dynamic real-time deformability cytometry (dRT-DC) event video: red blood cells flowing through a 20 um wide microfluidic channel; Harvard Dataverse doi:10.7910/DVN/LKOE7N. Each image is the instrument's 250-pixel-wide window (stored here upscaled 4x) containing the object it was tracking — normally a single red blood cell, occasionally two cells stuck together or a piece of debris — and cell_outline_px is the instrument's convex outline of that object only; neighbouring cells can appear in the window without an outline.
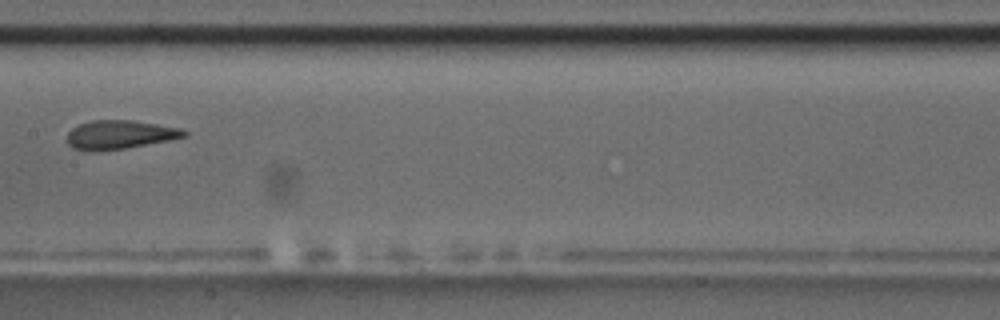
{"species": "common noctule bat (a hibernating species)", "species_latin": "Nyctalus noctula", "temperature_condition": "room temperature", "stored_images_in_passage": 9, "camera_frame_rate_fps": 3000, "um_per_image_px": 0.085, "animal": {"sex": "male", "body_mass_g": 17.5, "forearm_length_mm": 52.3}, "frame": {"image": 1, "passage_image": 6, "time_ms": 1.667, "image_size_px": [1000, 320], "cell_outline_px": [[188, 136], [168, 140], [124, 148], [84, 152], [72, 148], [68, 144], [68, 132], [72, 128], [80, 124], [92, 120], [132, 120], [180, 128], [188, 132]], "centroid_in_image_um": [10.15, 11.45], "position_along_channel_um": 197.3, "area_um2": 19.48}}
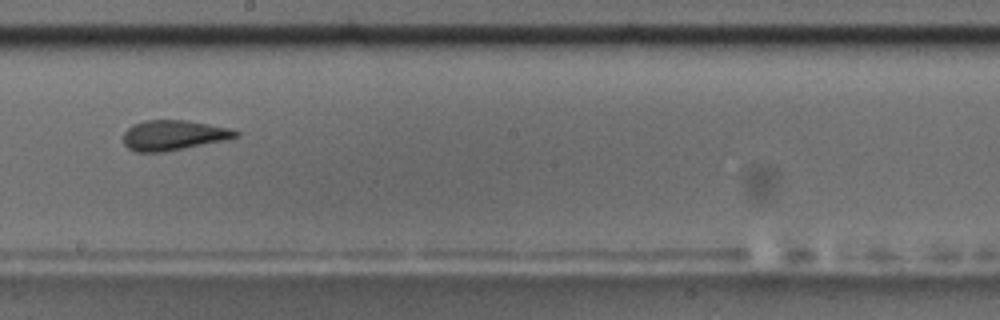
{"frame": {"image": 2, "passage_image": 7, "time_ms": 2.0, "image_size_px": [1000, 320], "cell_outline_px": [[240, 136], [224, 140], [164, 152], [136, 152], [128, 148], [124, 144], [124, 132], [132, 124], [144, 120], [188, 120], [228, 128], [240, 132]], "centroid_in_image_um": [14.72, 11.49], "position_along_channel_um": 233.5, "area_um2": 19.65}}